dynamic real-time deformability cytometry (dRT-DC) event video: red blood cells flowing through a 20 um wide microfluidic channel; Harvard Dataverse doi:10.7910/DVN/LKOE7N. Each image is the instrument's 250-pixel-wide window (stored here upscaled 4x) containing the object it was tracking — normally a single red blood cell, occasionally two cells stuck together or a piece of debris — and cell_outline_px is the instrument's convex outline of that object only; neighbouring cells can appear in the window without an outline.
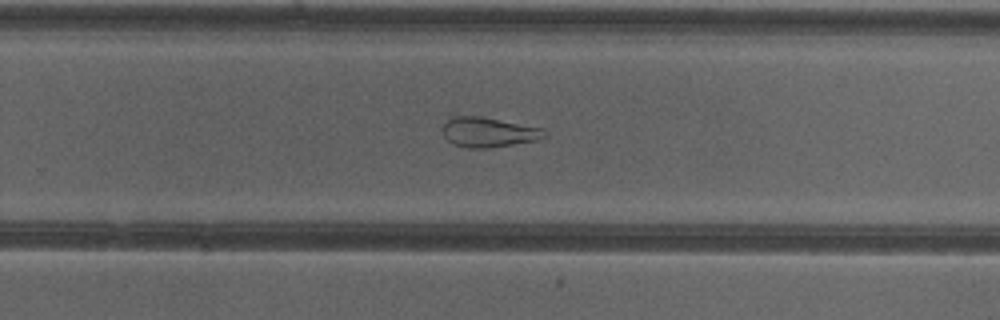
{"species": "common noctule bat (a hibernating species)", "species_latin": "Nyctalus noctula", "temperature_condition": "cold", "stored_images_in_passage": 51, "segment_of_instrument_passage": [2, 2], "camera_frame_rate_fps": 3000, "um_per_image_px": 0.085, "animal": {"sex": "female"}, "frame": {"image": 1, "passage_image": 33, "time_ms": 10.667, "image_size_px": [1000, 320], "cell_outline_px": [[548, 136], [536, 140], [488, 148], [468, 148], [452, 144], [444, 136], [444, 124], [452, 116], [480, 116], [544, 128], [548, 132]], "centroid_in_image_um": [41.56, 11.24], "position_along_channel_um": 288.2, "area_um2": 17.69}}
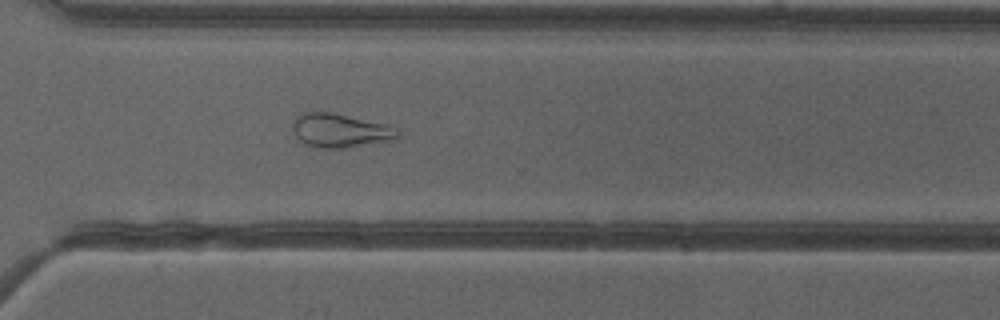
{"frame": {"image": 2, "passage_image": 37, "time_ms": 12.0, "image_size_px": [1000, 320], "cell_outline_px": [[400, 136], [396, 140], [340, 148], [312, 148], [304, 144], [296, 136], [292, 128], [292, 124], [296, 116], [304, 112], [332, 112], [388, 124], [396, 128], [400, 132]], "centroid_in_image_um": [28.93, 11.1], "position_along_channel_um": 341.7, "area_um2": 21.04}}
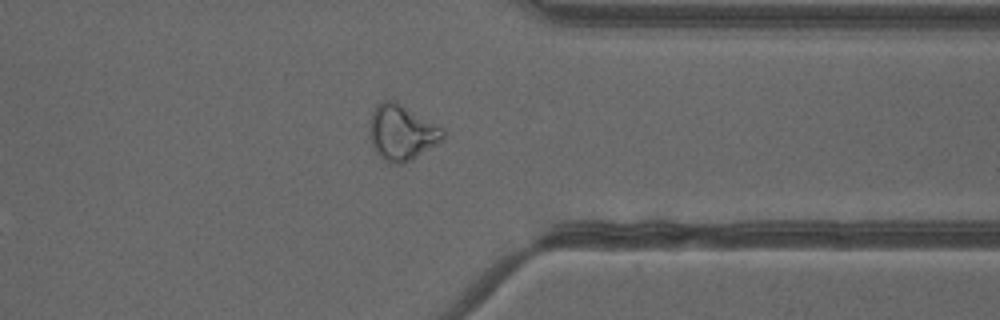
{"frame": {"image": 3, "passage_image": 40, "time_ms": 13.0, "image_size_px": [1000, 320], "cell_outline_px": [[444, 140], [412, 160], [400, 164], [388, 164], [372, 148], [368, 136], [368, 128], [372, 112], [376, 104], [384, 100], [396, 100], [444, 128]], "centroid_in_image_um": [34.13, 11.26], "position_along_channel_um": 377.3, "area_um2": 24.39}}